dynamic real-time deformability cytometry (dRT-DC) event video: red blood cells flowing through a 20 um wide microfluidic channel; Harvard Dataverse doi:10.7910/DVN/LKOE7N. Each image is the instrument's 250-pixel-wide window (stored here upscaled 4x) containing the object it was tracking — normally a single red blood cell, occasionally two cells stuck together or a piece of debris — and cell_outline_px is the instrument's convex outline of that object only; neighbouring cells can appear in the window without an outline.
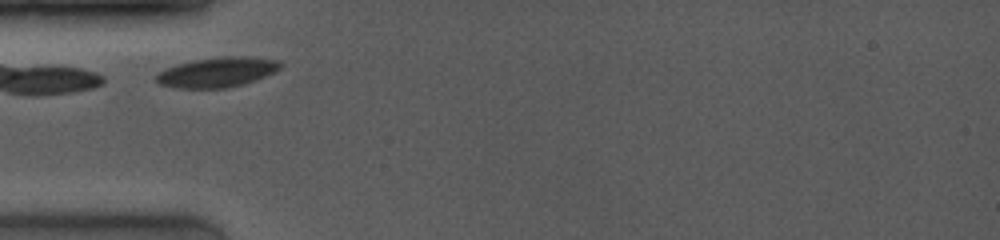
{"species": "common noctule bat (a hibernating species)", "species_latin": "Nyctalus noctula", "temperature_condition": "room temperature", "stored_images_in_passage": 9, "camera_frame_rate_fps": 4000, "um_per_image_px": 0.085, "animal": {"sex": "female", "body_mass_g": 19.0, "forearm_length_mm": 53.3}, "frame": {"image": 1, "passage_image": 3, "time_ms": 0.25, "image_size_px": [1000, 240], "cell_outline_px": [[284, 64], [280, 68], [264, 76], [244, 84], [228, 88], [176, 88], [160, 84], [156, 80], [156, 72], [180, 64], [196, 60], [224, 56], [244, 56], [280, 60]], "centroid_in_image_um": [18.48, 6.14], "position_along_channel_um": 66.5, "area_um2": 21.44}}